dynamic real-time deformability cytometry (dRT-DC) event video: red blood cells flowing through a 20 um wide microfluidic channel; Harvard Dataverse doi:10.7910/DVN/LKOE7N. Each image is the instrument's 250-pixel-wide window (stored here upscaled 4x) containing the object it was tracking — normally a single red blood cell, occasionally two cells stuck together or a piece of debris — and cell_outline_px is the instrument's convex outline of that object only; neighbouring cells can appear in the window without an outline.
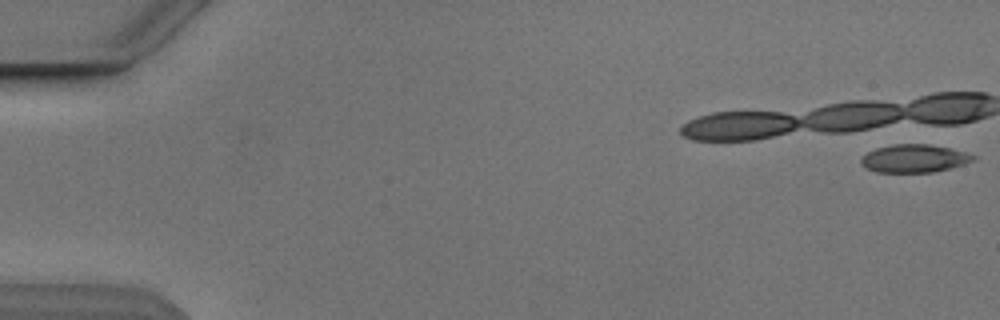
{"species": "Egyptian fruit bat (a non-hibernating species)", "species_latin": "Rousettus aegyptiacus", "temperature_condition": "cold", "stored_images_in_passage": 6, "camera_frame_rate_fps": 3000, "um_per_image_px": 0.085, "animal": {"sex": "male"}, "frame": {"image": 1, "passage_image": 1, "time_ms": 0.0, "image_size_px": [1000, 320], "cell_outline_px": [[976, 156], [972, 160], [964, 164], [952, 168], [932, 172], [876, 172], [860, 164], [860, 160], [868, 152], [876, 148], [892, 144], [928, 144], [948, 148], [964, 152]], "centroid_in_image_um": [77.69, 13.47], "position_along_channel_um": 7.3, "area_um2": 18.09}}